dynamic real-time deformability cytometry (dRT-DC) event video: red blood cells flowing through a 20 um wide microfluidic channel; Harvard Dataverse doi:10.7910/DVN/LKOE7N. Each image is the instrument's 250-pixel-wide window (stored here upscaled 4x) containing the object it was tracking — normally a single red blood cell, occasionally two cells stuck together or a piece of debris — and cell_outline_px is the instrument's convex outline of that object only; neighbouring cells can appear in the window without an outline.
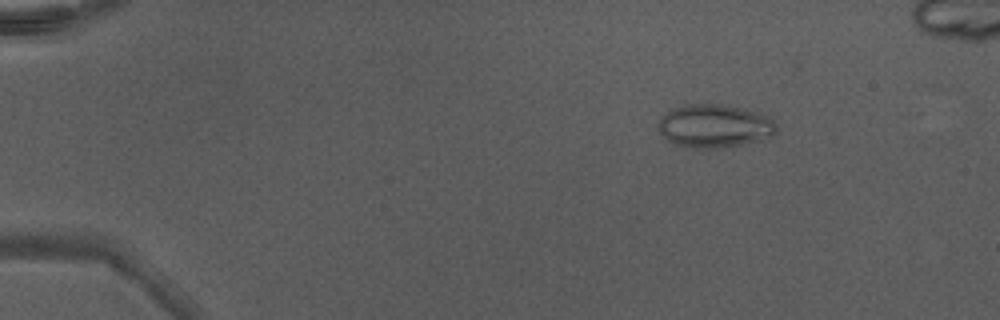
{"species": "Egyptian fruit bat (a non-hibernating species)", "species_latin": "Rousettus aegyptiacus", "temperature_condition": "warm", "stored_images_in_passage": 49, "camera_frame_rate_fps": 3000, "um_per_image_px": 0.085, "animal": {"sex": "male"}, "frame": {"image": 1, "passage_image": 8, "time_ms": 2.333, "image_size_px": [1000, 320], "cell_outline_px": [[776, 132], [772, 136], [740, 144], [716, 148], [700, 148], [676, 144], [668, 140], [660, 132], [656, 124], [668, 112], [684, 104], [720, 104], [756, 112], [768, 116], [776, 124]], "centroid_in_image_um": [60.72, 10.7], "position_along_channel_um": 24.3, "area_um2": 29.07}}
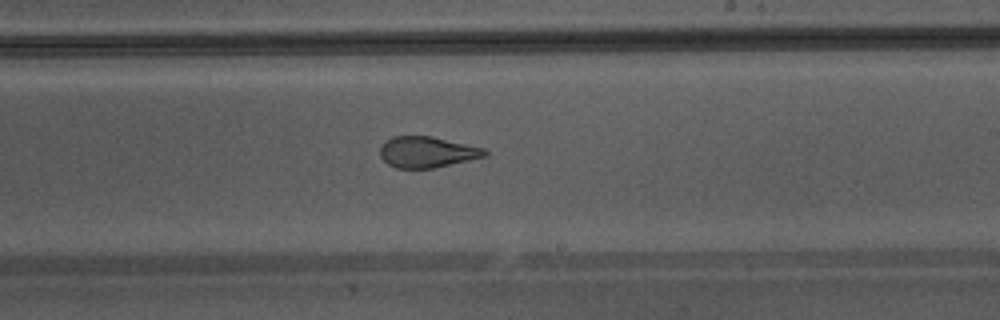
{"frame": {"image": 2, "passage_image": 31, "time_ms": 10.0, "image_size_px": [1000, 320], "cell_outline_px": [[488, 156], [432, 168], [396, 168], [388, 164], [380, 156], [380, 144], [392, 136], [432, 136], [484, 148], [488, 152]], "centroid_in_image_um": [36.29, 12.92], "position_along_channel_um": 252.7, "area_um2": 18.96}}
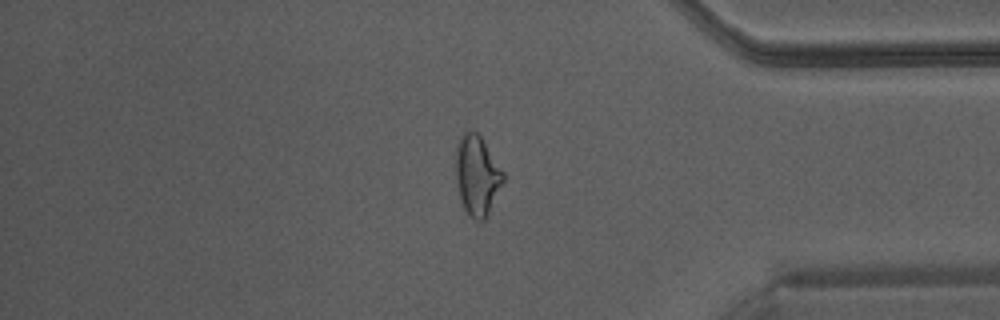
{"frame": {"image": 3, "passage_image": 42, "time_ms": 13.667, "image_size_px": [1000, 320], "cell_outline_px": [[504, 180], [484, 220], [472, 220], [468, 216], [460, 200], [456, 180], [456, 144], [460, 136], [464, 132], [476, 132], [480, 136], [504, 172]], "centroid_in_image_um": [40.53, 14.92], "position_along_channel_um": 394.7, "area_um2": 21.85}}